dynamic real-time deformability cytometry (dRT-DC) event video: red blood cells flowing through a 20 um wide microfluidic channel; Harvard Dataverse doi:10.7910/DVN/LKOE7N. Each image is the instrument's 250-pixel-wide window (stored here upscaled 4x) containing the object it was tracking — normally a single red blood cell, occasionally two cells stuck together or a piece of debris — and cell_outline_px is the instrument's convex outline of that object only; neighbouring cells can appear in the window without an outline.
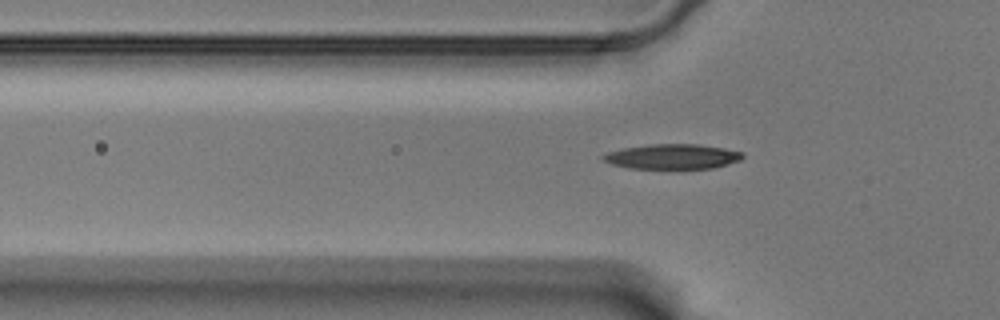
{"species": "Egyptian fruit bat (a non-hibernating species)", "species_latin": "Rousettus aegyptiacus", "temperature_condition": "warm", "stored_images_in_passage": 41, "camera_frame_rate_fps": 3000, "um_per_image_px": 0.085, "animal": {"sex": "male"}, "frame": {"image": 1, "passage_image": 4, "time_ms": 1.0, "image_size_px": [1000, 320], "cell_outline_px": [[744, 156], [740, 160], [728, 164], [712, 168], [628, 168], [612, 164], [604, 160], [600, 156], [608, 152], [624, 148], [652, 144], [696, 144], [724, 148], [744, 152]], "centroid_in_image_um": [57.18, 13.3], "position_along_channel_um": 68.6, "area_um2": 20.11}}
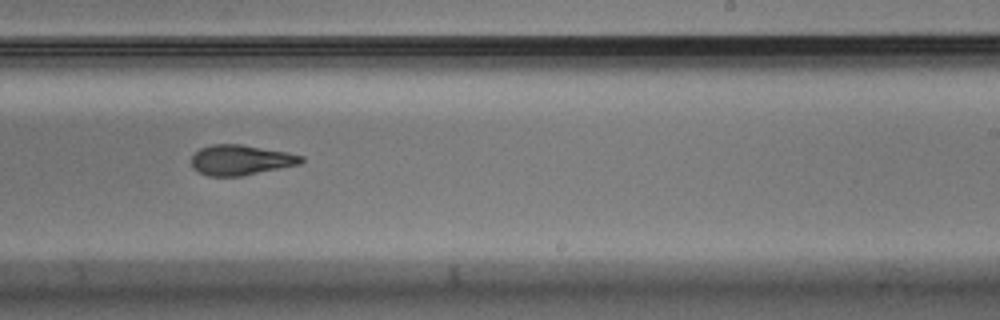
{"frame": {"image": 2, "passage_image": 21, "time_ms": 6.667, "image_size_px": [1000, 320], "cell_outline_px": [[304, 160], [300, 164], [240, 176], [208, 176], [192, 168], [192, 156], [200, 148], [212, 144], [240, 144], [288, 152], [304, 156]], "centroid_in_image_um": [20.47, 13.59], "position_along_channel_um": 268.5, "area_um2": 19.25}}
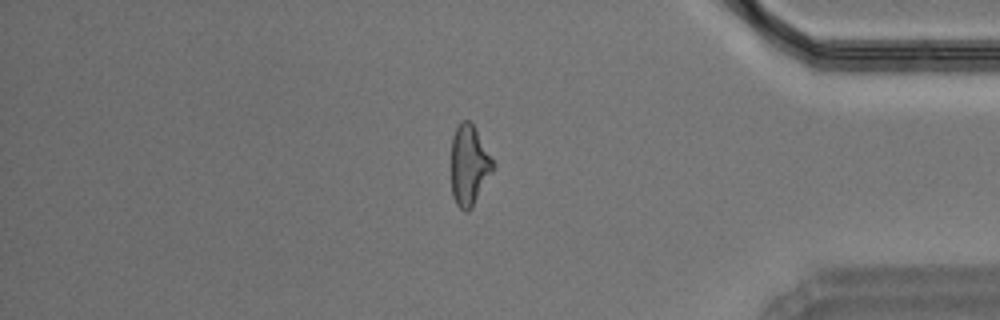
{"frame": {"image": 3, "passage_image": 34, "time_ms": 11.0, "image_size_px": [1000, 320], "cell_outline_px": [[496, 168], [472, 208], [468, 212], [464, 212], [456, 204], [452, 196], [452, 136], [456, 128], [464, 120], [468, 120], [472, 124], [496, 164]], "centroid_in_image_um": [39.9, 14.11], "position_along_channel_um": 395.3, "area_um2": 19.65}}